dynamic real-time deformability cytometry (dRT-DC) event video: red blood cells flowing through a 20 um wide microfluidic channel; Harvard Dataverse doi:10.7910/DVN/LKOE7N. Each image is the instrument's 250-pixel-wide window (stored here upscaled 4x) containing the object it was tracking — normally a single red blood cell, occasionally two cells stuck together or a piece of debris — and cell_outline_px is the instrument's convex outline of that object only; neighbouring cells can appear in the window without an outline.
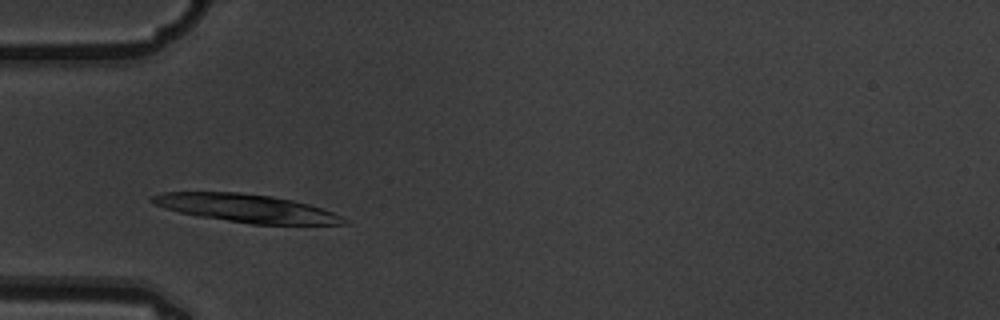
{"species": "common noctule bat (a hibernating species)", "species_latin": "Nyctalus noctula", "temperature_condition": "warm", "stored_images_in_passage": 7, "camera_frame_rate_fps": 3000, "um_per_image_px": 0.085, "animal": {"sex": "male", "body_mass_g": 19.5, "forearm_length_mm": 54.6}, "frame": {"image": 1, "passage_image": 3, "time_ms": 0.667, "image_size_px": [1000, 320], "cell_outline_px": [[348, 224], [252, 224], [200, 216], [180, 212], [152, 204], [148, 200], [152, 196], [164, 192], [240, 192], [272, 196], [292, 200], [308, 204], [332, 212], [340, 216]], "centroid_in_image_um": [20.88, 17.69], "position_along_channel_um": 64.1, "area_um2": 30.92}}
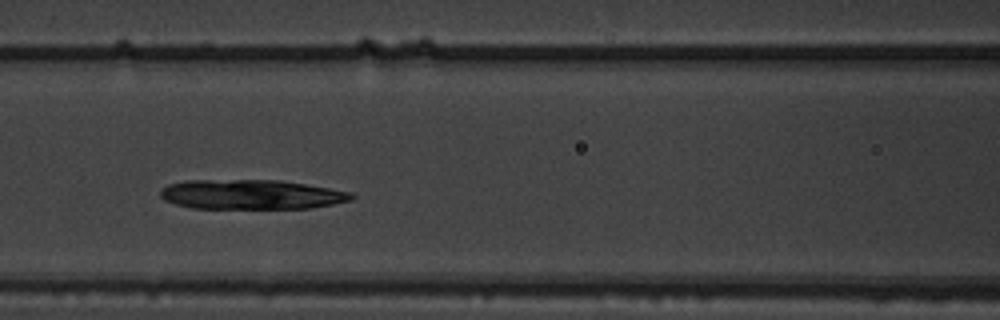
{"frame": {"image": 2, "passage_image": 5, "time_ms": 1.333, "image_size_px": [1000, 320], "cell_outline_px": [[356, 196], [352, 200], [312, 208], [192, 208], [176, 204], [164, 200], [160, 196], [160, 188], [168, 184], [184, 180], [280, 180], [352, 192]], "centroid_in_image_um": [21.33, 16.53], "position_along_channel_um": 145.3, "area_um2": 33.06}}
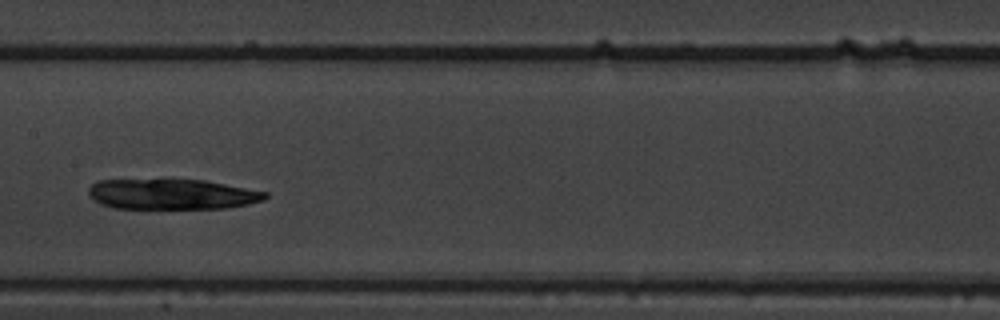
{"frame": {"image": 3, "passage_image": 6, "time_ms": 1.667, "image_size_px": [1000, 320], "cell_outline_px": [[268, 196], [264, 200], [248, 204], [228, 208], [112, 208], [100, 204], [88, 192], [88, 188], [96, 180], [204, 180], [268, 192]], "centroid_in_image_um": [14.63, 16.51], "position_along_channel_um": 192.8, "area_um2": 31.1}}